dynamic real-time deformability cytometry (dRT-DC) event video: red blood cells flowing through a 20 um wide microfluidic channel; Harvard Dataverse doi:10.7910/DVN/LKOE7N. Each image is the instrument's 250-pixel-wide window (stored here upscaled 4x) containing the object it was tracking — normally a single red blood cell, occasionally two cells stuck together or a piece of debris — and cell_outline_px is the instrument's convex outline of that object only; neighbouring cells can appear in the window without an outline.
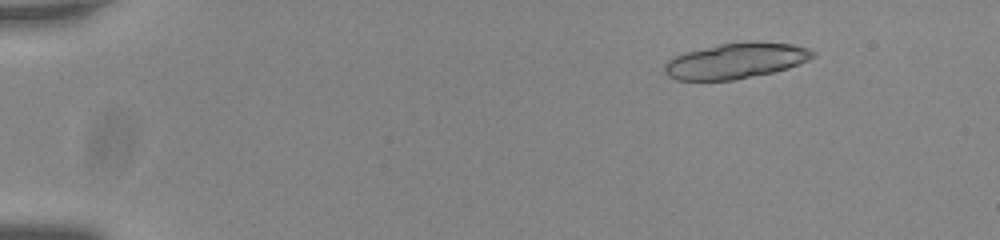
{"species": "common noctule bat (a hibernating species)", "species_latin": "Nyctalus noctula", "temperature_condition": "room temperature", "stored_images_in_passage": 22, "camera_frame_rate_fps": 3000, "um_per_image_px": 0.085, "animal": {"sex": "male", "body_mass_g": 20.0, "forearm_length_mm": 53.3}, "frame": {"image": 1, "passage_image": 8, "time_ms": 2.333, "image_size_px": [1000, 240], "cell_outline_px": [[816, 56], [808, 60], [788, 68], [772, 72], [732, 80], [676, 80], [668, 76], [664, 72], [664, 64], [668, 60], [676, 56], [688, 52], [720, 44], [792, 44], [808, 48], [816, 52]], "centroid_in_image_um": [62.52, 5.21], "position_along_channel_um": 22.5, "area_um2": 29.65}}